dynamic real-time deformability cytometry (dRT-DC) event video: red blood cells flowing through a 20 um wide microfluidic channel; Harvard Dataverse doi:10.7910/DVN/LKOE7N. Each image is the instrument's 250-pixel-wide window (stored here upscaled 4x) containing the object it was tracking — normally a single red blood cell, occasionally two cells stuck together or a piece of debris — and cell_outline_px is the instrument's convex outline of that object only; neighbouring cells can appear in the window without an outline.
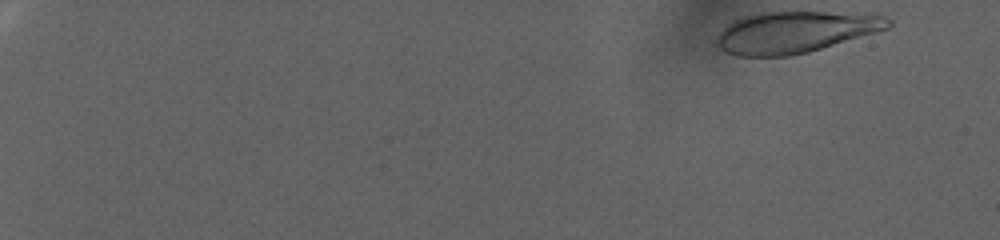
{"species": "human", "species_latin": "Homo sapiens", "temperature_condition": "warm", "stored_images_in_passage": 84, "camera_frame_rate_fps": 3000, "um_per_image_px": 0.085, "donor": {"sex": "female"}, "frame": {"image": 1, "passage_image": 1, "time_ms": 0.0, "image_size_px": [1000, 240], "cell_outline_px": [[892, 24], [888, 28], [808, 52], [788, 56], [736, 56], [724, 52], [716, 44], [716, 40], [720, 32], [728, 24], [744, 16], [760, 12], [872, 12], [884, 16], [892, 20]], "centroid_in_image_um": [67.62, 2.71], "position_along_channel_um": 17.4, "area_um2": 41.62}}
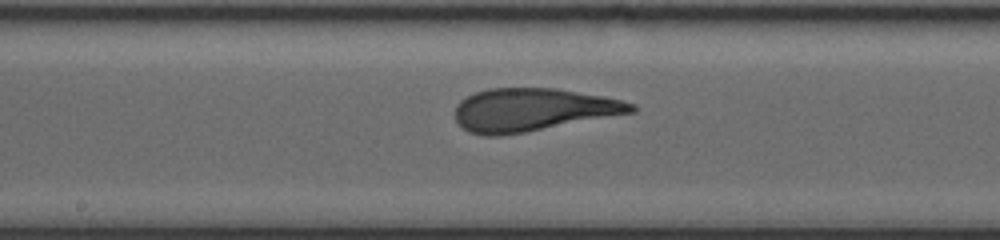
{"frame": {"image": 2, "passage_image": 49, "time_ms": 16.0, "image_size_px": [1000, 240], "cell_outline_px": [[636, 112], [524, 132], [500, 136], [484, 136], [468, 132], [456, 120], [456, 104], [460, 100], [476, 92], [488, 88], [556, 88], [604, 96], [636, 104]], "centroid_in_image_um": [45.28, 9.33], "position_along_channel_um": 202.9, "area_um2": 43.99}}
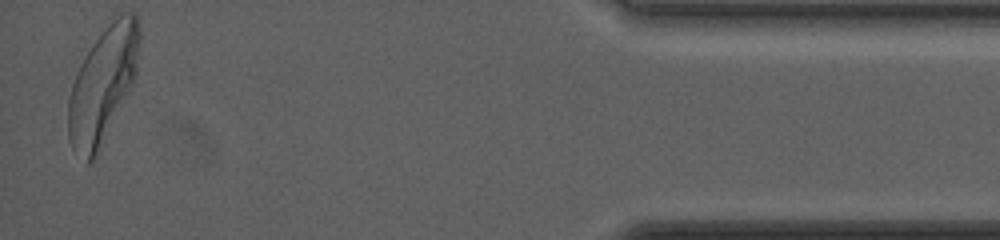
{"frame": {"image": 3, "passage_image": 83, "time_ms": 27.333, "image_size_px": [1000, 240], "cell_outline_px": [[140, 40], [136, 76], [128, 92], [92, 160], [88, 164], [84, 164], [72, 148], [68, 140], [68, 100], [72, 84], [80, 64], [84, 56], [92, 44], [120, 12], [136, 12], [140, 20]], "centroid_in_image_um": [8.74, 7.16], "position_along_channel_um": 426.5, "area_um2": 47.34}}